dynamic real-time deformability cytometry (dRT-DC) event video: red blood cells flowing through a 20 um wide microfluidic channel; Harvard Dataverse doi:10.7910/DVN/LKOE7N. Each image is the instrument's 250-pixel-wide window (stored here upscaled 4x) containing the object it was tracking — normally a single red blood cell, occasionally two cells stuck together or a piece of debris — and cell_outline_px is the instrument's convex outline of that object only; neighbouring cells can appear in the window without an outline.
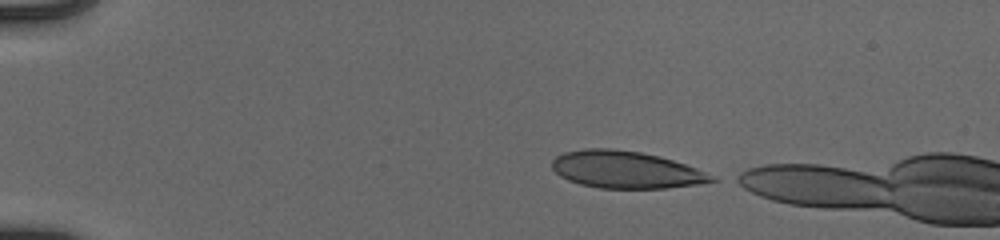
{"species": "human", "species_latin": "Homo sapiens", "temperature_condition": "cold", "stored_images_in_passage": 40, "camera_frame_rate_fps": 3000, "um_per_image_px": 0.085, "donor": {"sex": "male"}, "frame": {"image": 1, "passage_image": 1, "time_ms": 0.0, "image_size_px": [1000, 240], "cell_outline_px": [[720, 180], [700, 184], [668, 188], [600, 188], [580, 184], [568, 180], [560, 176], [552, 168], [552, 160], [556, 156], [564, 152], [584, 148], [612, 148], [640, 152], [660, 156], [696, 168]], "centroid_in_image_um": [53.18, 14.42], "position_along_channel_um": 31.8, "area_um2": 34.56}}
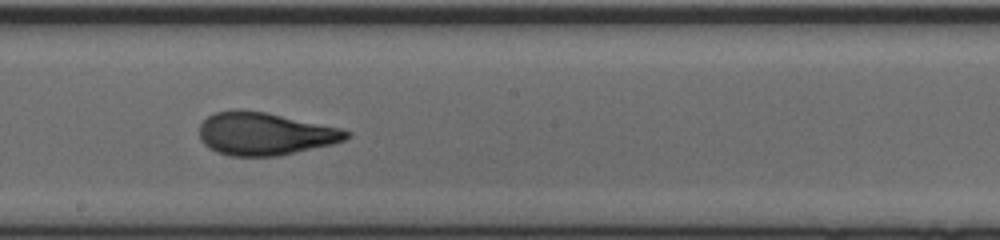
{"frame": {"image": 2, "passage_image": 22, "time_ms": 7.0, "image_size_px": [1000, 240], "cell_outline_px": [[352, 136], [344, 140], [332, 144], [280, 156], [228, 156], [216, 152], [208, 148], [200, 140], [200, 124], [208, 116], [216, 112], [236, 108], [240, 108], [264, 112], [340, 128], [352, 132]], "centroid_in_image_um": [22.49, 11.37], "position_along_channel_um": 225.7, "area_um2": 36.82}}
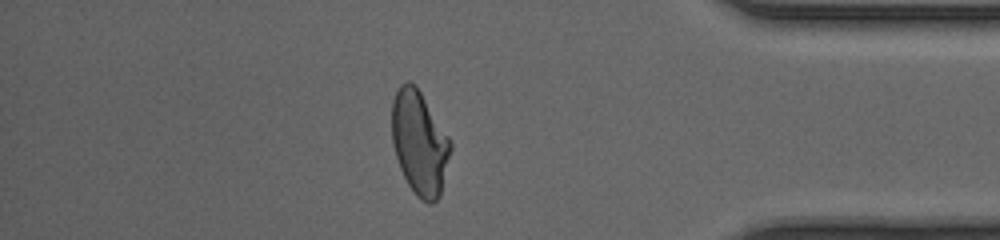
{"frame": {"image": 3, "passage_image": 37, "time_ms": 12.0, "image_size_px": [1000, 240], "cell_outline_px": [[452, 148], [440, 196], [432, 204], [428, 204], [420, 200], [416, 196], [408, 184], [400, 168], [392, 144], [392, 100], [400, 84], [408, 80], [416, 84], [448, 136], [452, 144]], "centroid_in_image_um": [35.65, 12.15], "position_along_channel_um": 399.5, "area_um2": 35.66}}